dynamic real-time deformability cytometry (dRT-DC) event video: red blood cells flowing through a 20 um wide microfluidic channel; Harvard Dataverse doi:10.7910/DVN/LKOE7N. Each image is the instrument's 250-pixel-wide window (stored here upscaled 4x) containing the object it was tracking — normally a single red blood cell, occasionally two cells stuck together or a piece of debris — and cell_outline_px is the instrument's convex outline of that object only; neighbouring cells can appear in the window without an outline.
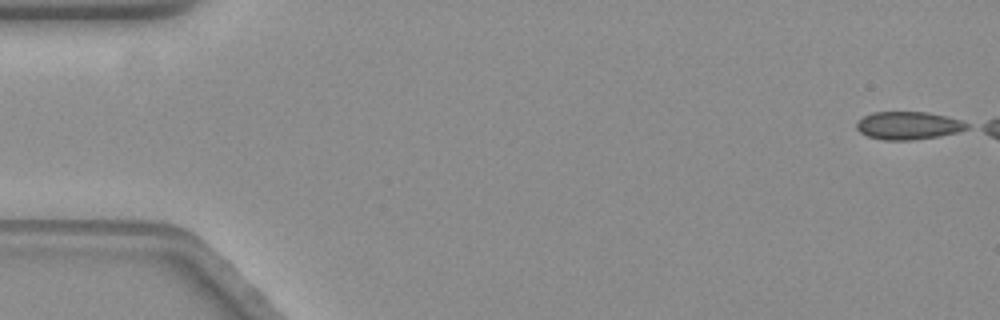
{"species": "common noctule bat (a hibernating species)", "species_latin": "Nyctalus noctula", "temperature_condition": "warm", "stored_images_in_passage": 7, "camera_frame_rate_fps": 3000, "um_per_image_px": 0.085, "animal": {"sex": "female", "body_mass_g": 19.3, "forearm_length_mm": 54.1}, "frame": {"image": 1, "passage_image": 1, "time_ms": 0.0, "image_size_px": [1000, 320], "cell_outline_px": [[968, 128], [956, 132], [936, 136], [908, 140], [888, 140], [868, 136], [860, 132], [856, 128], [856, 124], [864, 116], [872, 112], [928, 112], [960, 120], [968, 124]], "centroid_in_image_um": [77.17, 10.66], "position_along_channel_um": 7.8, "area_um2": 17.51}}